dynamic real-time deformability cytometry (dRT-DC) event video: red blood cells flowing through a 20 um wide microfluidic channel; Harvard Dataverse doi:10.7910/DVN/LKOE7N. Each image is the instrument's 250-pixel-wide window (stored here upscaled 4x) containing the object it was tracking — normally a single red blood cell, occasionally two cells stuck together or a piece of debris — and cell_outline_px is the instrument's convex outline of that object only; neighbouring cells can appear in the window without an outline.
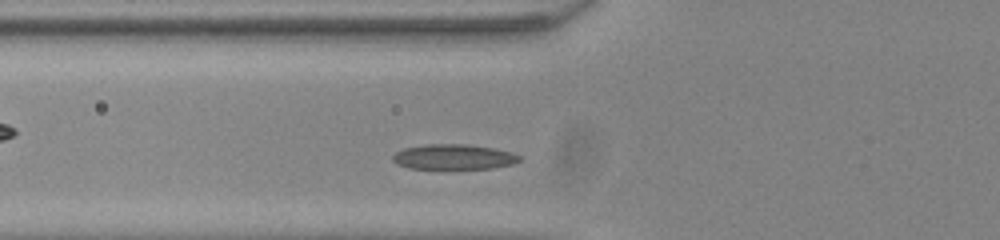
{"species": "common noctule bat (a hibernating species)", "species_latin": "Nyctalus noctula", "temperature_condition": "room temperature", "stored_images_in_passage": 35, "camera_frame_rate_fps": 3000, "um_per_image_px": 0.085, "animal": {"sex": "male", "body_mass_g": 20.0, "forearm_length_mm": 53.3}, "frame": {"image": 1, "passage_image": 6, "time_ms": 1.667, "image_size_px": [1000, 240], "cell_outline_px": [[520, 160], [512, 164], [492, 168], [408, 168], [396, 164], [392, 160], [392, 156], [396, 152], [404, 148], [424, 144], [468, 144], [492, 148], [512, 152], [520, 156]], "centroid_in_image_um": [38.53, 13.32], "position_along_channel_um": 87.3, "area_um2": 18.5}}
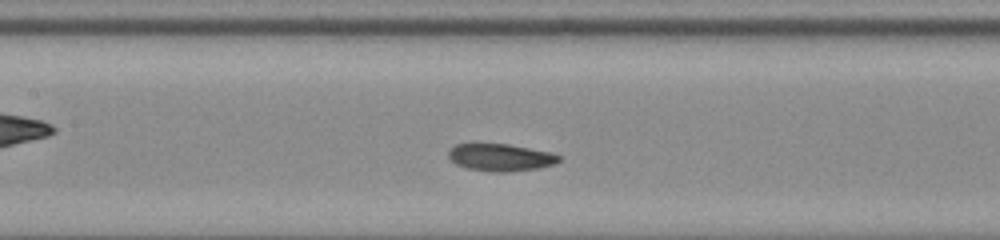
{"frame": {"image": 2, "passage_image": 12, "time_ms": 3.667, "image_size_px": [1000, 240], "cell_outline_px": [[560, 160], [556, 164], [540, 168], [508, 172], [492, 172], [468, 168], [456, 164], [448, 156], [448, 152], [456, 144], [508, 144], [552, 152], [560, 156]], "centroid_in_image_um": [42.6, 13.39], "position_along_channel_um": 164.8, "area_um2": 17.57}}
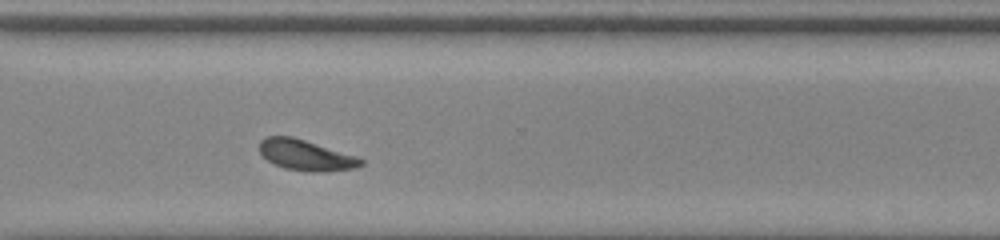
{"frame": {"image": 3, "passage_image": 26, "time_ms": 8.333, "image_size_px": [1000, 240], "cell_outline_px": [[364, 164], [352, 168], [324, 172], [308, 172], [284, 168], [268, 160], [260, 152], [260, 140], [268, 136], [292, 136], [356, 156], [364, 160]], "centroid_in_image_um": [25.99, 13.19], "position_along_channel_um": 344.6, "area_um2": 17.92}, "authors_computed_cell_mechanics": {"area_um2": 18.0914, "velocity_mm_per_s": 3.8549, "shape_relaxation_time_tau1_ms": 1.981, "shape_relaxation_time_tau2_ms": 2.2998, "deformation_change_tau1": 0.1103, "deformation_change_tau2": 0.0488}}